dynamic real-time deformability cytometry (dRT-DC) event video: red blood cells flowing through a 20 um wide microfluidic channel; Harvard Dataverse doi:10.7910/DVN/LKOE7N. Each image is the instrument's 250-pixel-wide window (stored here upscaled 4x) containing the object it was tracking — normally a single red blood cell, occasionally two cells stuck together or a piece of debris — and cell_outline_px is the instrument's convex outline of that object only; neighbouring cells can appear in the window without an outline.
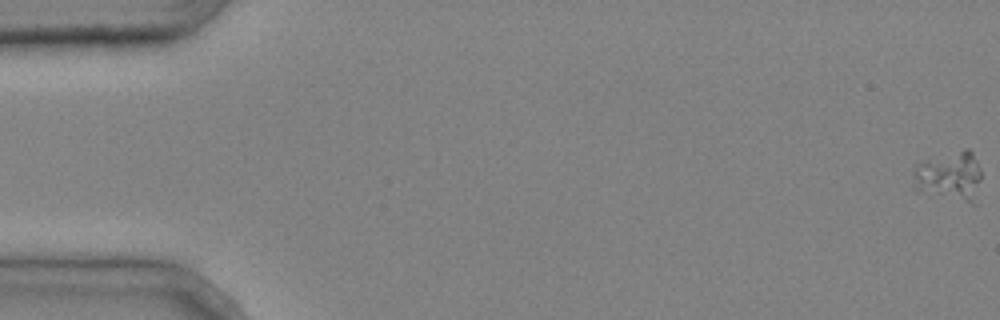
{"species": "common noctule bat (a hibernating species)", "species_latin": "Nyctalus noctula", "temperature_condition": "cold", "stored_images_in_passage": 5, "camera_frame_rate_fps": 3000, "um_per_image_px": 0.085, "animal": {"sex": "male", "body_mass_g": 20.4}, "frame": {"image": 1, "passage_image": 1, "time_ms": 0.0, "image_size_px": [1000, 320], "cell_outline_px": [[980, 180], [976, 204], [972, 204], [916, 192], [912, 188], [912, 172], [916, 164], [964, 148], [968, 148], [972, 152], [980, 168]], "centroid_in_image_um": [80.68, 15.03], "position_along_channel_um": 4.3, "area_um2": 20.23}}
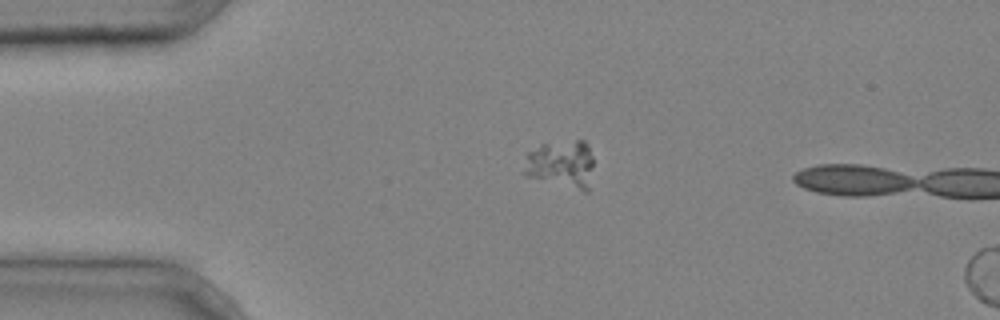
{"frame": {"image": 2, "passage_image": 4, "time_ms": 1.0, "image_size_px": [1000, 320], "cell_outline_px": [[592, 168], [588, 192], [584, 192], [524, 176], [524, 172], [528, 152], [540, 144], [576, 140], [584, 140], [588, 144], [592, 156]], "centroid_in_image_um": [47.72, 13.96], "position_along_channel_um": 37.3, "area_um2": 19.54}}